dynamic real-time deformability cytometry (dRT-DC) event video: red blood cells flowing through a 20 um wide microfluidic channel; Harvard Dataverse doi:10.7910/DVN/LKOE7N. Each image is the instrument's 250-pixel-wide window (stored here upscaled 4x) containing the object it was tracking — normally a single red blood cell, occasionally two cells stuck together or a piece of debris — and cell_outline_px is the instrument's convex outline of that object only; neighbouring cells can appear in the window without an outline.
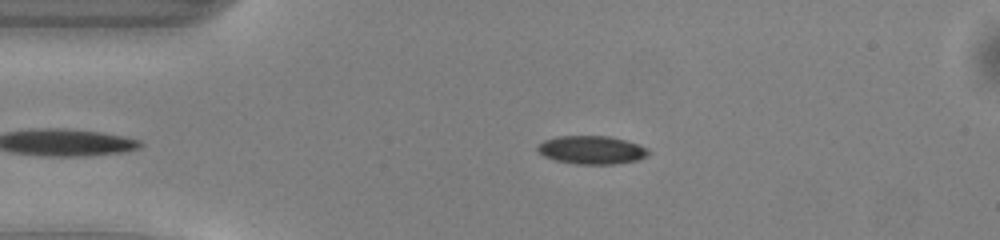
{"species": "common noctule bat (a hibernating species)", "species_latin": "Nyctalus noctula", "temperature_condition": "warm", "stored_images_in_passage": 36, "camera_frame_rate_fps": 3000, "um_per_image_px": 0.085, "animal": {"sex": "male", "body_mass_g": 13.0, "forearm_length_mm": 53.1}, "frame": {"image": 1, "passage_image": 1, "time_ms": 0.0, "image_size_px": [1000, 240], "cell_outline_px": [[652, 152], [648, 156], [636, 160], [616, 164], [576, 164], [556, 160], [544, 156], [536, 148], [536, 144], [544, 140], [556, 136], [608, 136], [640, 144], [648, 148]], "centroid_in_image_um": [50.31, 12.74], "position_along_channel_um": 34.7, "area_um2": 18.44}}
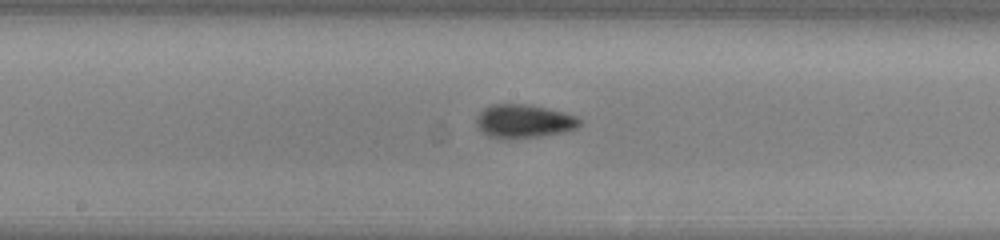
{"frame": {"image": 2, "passage_image": 16, "time_ms": 5.0, "image_size_px": [1000, 240], "cell_outline_px": [[580, 124], [576, 128], [560, 132], [540, 136], [488, 136], [476, 128], [476, 116], [484, 108], [492, 104], [528, 104], [564, 112], [576, 116], [580, 120]], "centroid_in_image_um": [44.5, 10.26], "position_along_channel_um": 203.7, "area_um2": 19.54}}
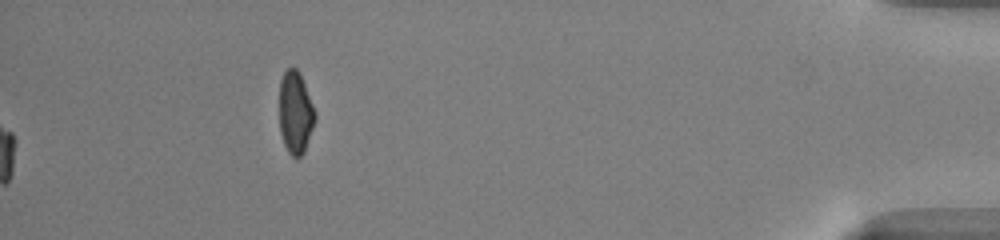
{"frame": {"image": 3, "passage_image": 36, "time_ms": 11.667, "image_size_px": [1000, 240], "cell_outline_px": [[316, 120], [304, 152], [300, 156], [292, 156], [288, 152], [284, 144], [280, 132], [280, 80], [284, 72], [288, 68], [296, 68], [300, 72], [316, 112]], "centroid_in_image_um": [25.12, 9.56], "position_along_channel_um": 410.1, "area_um2": 17.17}, "authors_computed_cell_mechanics": {"area_um2": 19.0162, "velocity_mm_per_s": 4.0738, "shape_relaxation_time_tau1_ms": 3.783, "shape_relaxation_time_tau2_ms": 2.6885, "deformation_change_tau1": 0.1208, "deformation_change_tau2": 0.0799}}